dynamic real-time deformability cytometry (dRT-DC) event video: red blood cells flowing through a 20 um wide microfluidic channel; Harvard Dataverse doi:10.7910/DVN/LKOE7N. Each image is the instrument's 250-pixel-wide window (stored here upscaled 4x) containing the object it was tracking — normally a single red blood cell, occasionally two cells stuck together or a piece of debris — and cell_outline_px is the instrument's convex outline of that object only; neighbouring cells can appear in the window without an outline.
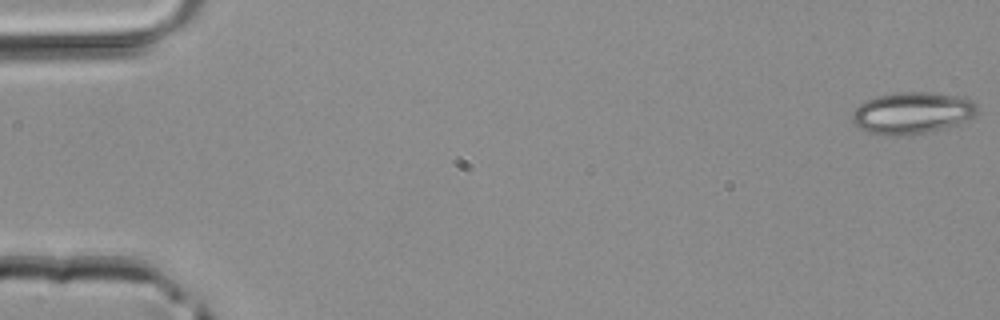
{"species": "common noctule bat (a hibernating species)", "species_latin": "Nyctalus noctula", "temperature_condition": "room temperature", "stored_images_in_passage": 45, "camera_frame_rate_fps": 3000, "um_per_image_px": 0.085, "animal": {"sex": "male", "body_mass_g": 20.4}, "frame": {"image": 1, "passage_image": 1, "time_ms": 0.0, "image_size_px": [1000, 320], "cell_outline_px": [[980, 112], [956, 124], [924, 132], [884, 136], [868, 132], [860, 128], [852, 120], [852, 112], [860, 104], [868, 100], [880, 96], [900, 92], [932, 92], [964, 96], [976, 104], [980, 108]], "centroid_in_image_um": [77.56, 9.58], "position_along_channel_um": 7.4, "area_um2": 30.0}}
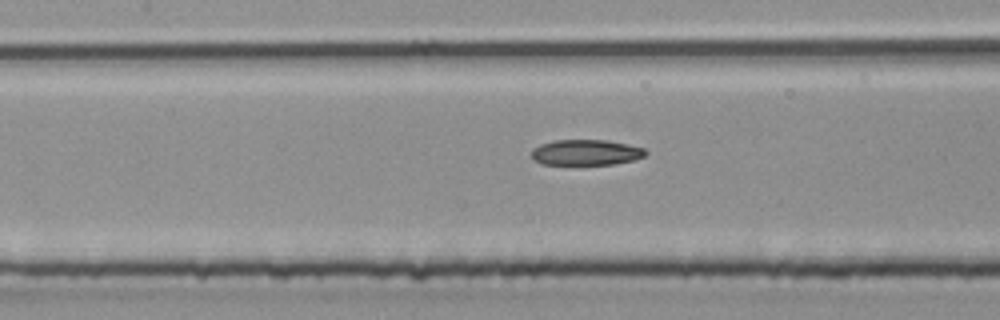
{"frame": {"image": 2, "passage_image": 21, "time_ms": 6.667, "image_size_px": [1000, 320], "cell_outline_px": [[648, 152], [644, 156], [632, 160], [612, 164], [540, 164], [532, 156], [532, 148], [540, 144], [552, 140], [604, 140], [628, 144], [644, 148]], "centroid_in_image_um": [49.79, 12.94], "position_along_channel_um": 157.6, "area_um2": 16.94}}
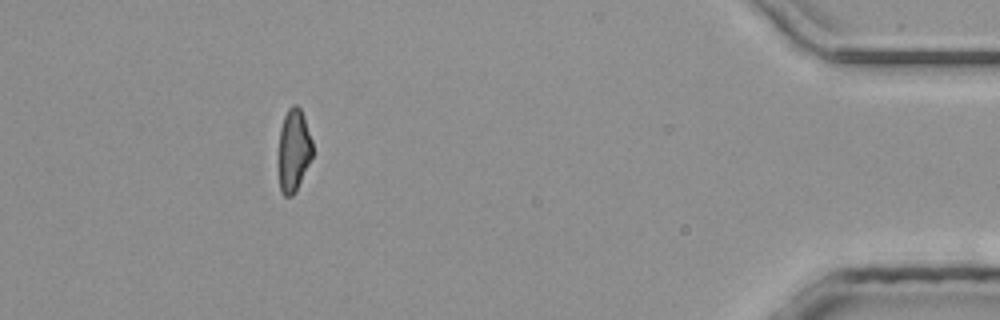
{"frame": {"image": 3, "passage_image": 41, "time_ms": 13.333, "image_size_px": [1000, 320], "cell_outline_px": [[312, 156], [296, 192], [292, 196], [284, 196], [280, 192], [280, 128], [284, 116], [288, 108], [292, 104], [296, 104], [300, 108], [304, 116], [312, 140]], "centroid_in_image_um": [24.98, 12.76], "position_along_channel_um": 410.2, "area_um2": 16.13}}